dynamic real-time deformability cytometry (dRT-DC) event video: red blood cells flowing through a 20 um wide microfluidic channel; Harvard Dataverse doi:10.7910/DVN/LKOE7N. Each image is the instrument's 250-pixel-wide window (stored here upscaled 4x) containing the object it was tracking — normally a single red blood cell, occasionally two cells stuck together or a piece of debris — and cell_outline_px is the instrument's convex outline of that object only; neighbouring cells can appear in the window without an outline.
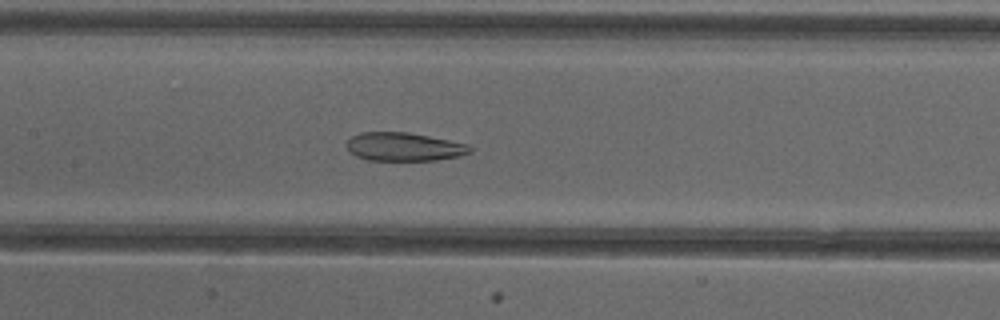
{"species": "common noctule bat (a hibernating species)", "species_latin": "Nyctalus noctula", "temperature_condition": "cold", "stored_images_in_passage": 52, "camera_frame_rate_fps": 3000, "um_per_image_px": 0.085, "animal": {"sex": "female"}, "frame": {"image": 1, "passage_image": 25, "time_ms": 8.0, "image_size_px": [1000, 320], "cell_outline_px": [[472, 152], [460, 156], [436, 160], [368, 160], [356, 156], [348, 152], [344, 144], [352, 136], [360, 132], [408, 132], [468, 144], [472, 148]], "centroid_in_image_um": [34.3, 12.48], "position_along_channel_um": 173.1, "area_um2": 20.58}}
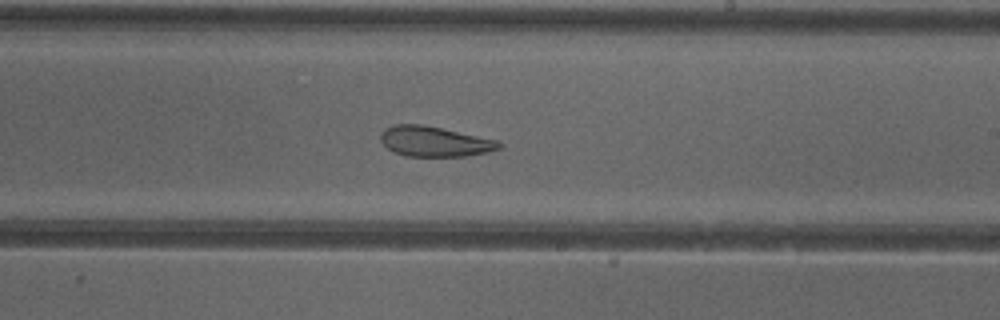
{"frame": {"image": 2, "passage_image": 31, "time_ms": 10.0, "image_size_px": [1000, 320], "cell_outline_px": [[504, 144], [500, 148], [488, 152], [464, 156], [408, 156], [392, 152], [380, 140], [380, 136], [384, 128], [392, 124], [420, 124], [500, 140]], "centroid_in_image_um": [36.95, 12.02], "position_along_channel_um": 252.1, "area_um2": 20.92}}
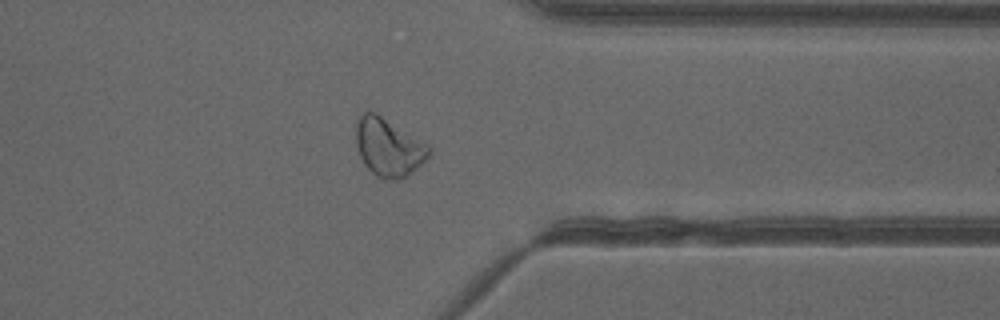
{"frame": {"image": 3, "passage_image": 41, "time_ms": 13.333, "image_size_px": [1000, 320], "cell_outline_px": [[432, 152], [408, 176], [400, 180], [388, 180], [376, 176], [364, 164], [360, 156], [356, 144], [356, 116], [364, 112], [376, 112], [428, 144], [432, 148]], "centroid_in_image_um": [33.01, 12.51], "position_along_channel_um": 378.4, "area_um2": 24.85}, "authors_computed_cell_mechanics": {"area_um2": 26.9059, "velocity_mm_per_s": 3.9705, "shape_relaxation_time_tau1_ms": null, "shape_relaxation_time_tau2_ms": 3.3694, "deformation_change_tau1": null, "deformation_change_tau2": 0.1189}}